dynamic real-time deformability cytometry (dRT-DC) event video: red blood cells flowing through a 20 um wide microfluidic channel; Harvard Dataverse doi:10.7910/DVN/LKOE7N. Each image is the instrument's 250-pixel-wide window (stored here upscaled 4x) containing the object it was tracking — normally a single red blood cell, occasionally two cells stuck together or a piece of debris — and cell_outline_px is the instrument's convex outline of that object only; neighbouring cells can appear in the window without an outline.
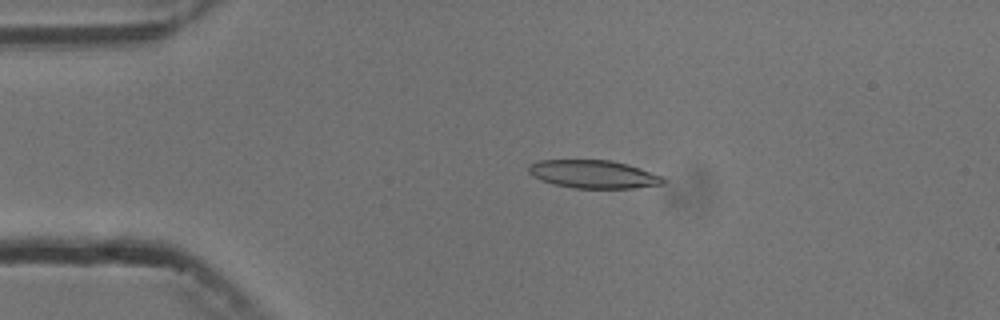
{"species": "common noctule bat (a hibernating species)", "species_latin": "Nyctalus noctula", "temperature_condition": "cold", "stored_images_in_passage": 5, "camera_frame_rate_fps": 3000, "um_per_image_px": 0.085, "animal": {"sex": "male", "body_mass_g": 13.3}, "frame": {"image": 1, "passage_image": 4, "time_ms": 3.333, "image_size_px": [1000, 320], "cell_outline_px": [[668, 180], [664, 184], [632, 188], [576, 188], [556, 184], [540, 180], [532, 176], [528, 172], [528, 164], [540, 160], [608, 160], [628, 164], [664, 176]], "centroid_in_image_um": [50.47, 14.8], "position_along_channel_um": 34.5, "area_um2": 22.14}}